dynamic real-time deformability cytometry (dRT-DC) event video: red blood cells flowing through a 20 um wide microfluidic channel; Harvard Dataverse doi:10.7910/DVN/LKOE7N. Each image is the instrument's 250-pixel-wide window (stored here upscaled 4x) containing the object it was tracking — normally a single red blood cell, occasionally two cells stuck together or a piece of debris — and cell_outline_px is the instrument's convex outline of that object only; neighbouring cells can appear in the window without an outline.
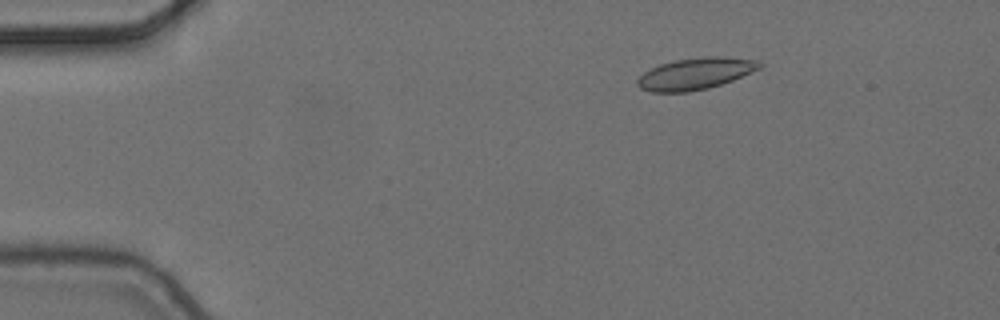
{"species": "common noctule bat (a hibernating species)", "species_latin": "Nyctalus noctula", "temperature_condition": "cold", "stored_images_in_passage": 5, "camera_frame_rate_fps": 3000, "um_per_image_px": 0.085, "animal": {"sex": "female", "body_mass_g": 24.6, "forearm_length_mm": 56.2}, "frame": {"image": 1, "passage_image": 3, "time_ms": 0.667, "image_size_px": [1000, 320], "cell_outline_px": [[764, 64], [760, 68], [732, 80], [708, 88], [688, 92], [652, 92], [640, 88], [636, 84], [636, 80], [644, 72], [660, 64], [676, 60], [700, 56], [716, 56], [756, 60]], "centroid_in_image_um": [59.08, 6.26], "position_along_channel_um": 25.9, "area_um2": 22.37}}